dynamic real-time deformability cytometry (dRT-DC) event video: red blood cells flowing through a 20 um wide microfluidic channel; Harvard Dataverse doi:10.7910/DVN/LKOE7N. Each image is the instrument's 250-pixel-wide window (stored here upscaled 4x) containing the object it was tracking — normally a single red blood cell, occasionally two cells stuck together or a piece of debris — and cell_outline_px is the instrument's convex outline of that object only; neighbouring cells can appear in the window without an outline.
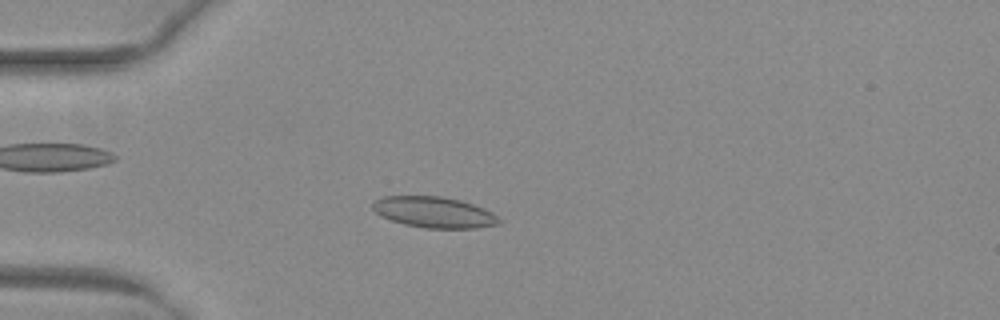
{"species": "common noctule bat (a hibernating species)", "species_latin": "Nyctalus noctula", "temperature_condition": "warm", "stored_images_in_passage": 52, "camera_frame_rate_fps": 3000, "um_per_image_px": 0.085, "animal": {"sex": "female", "body_mass_g": 29.2, "forearm_length_mm": 56.3}, "frame": {"image": 1, "passage_image": 15, "time_ms": 4.667, "image_size_px": [1000, 320], "cell_outline_px": [[500, 224], [476, 228], [424, 228], [404, 224], [380, 216], [372, 208], [372, 200], [384, 196], [440, 196], [460, 200], [484, 208], [492, 212], [500, 220]], "centroid_in_image_um": [36.87, 18.04], "position_along_channel_um": 48.1, "area_um2": 22.83}}
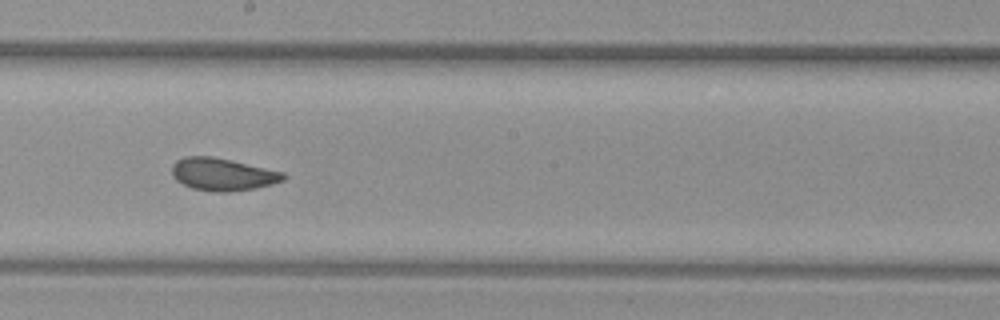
{"frame": {"image": 2, "passage_image": 30, "time_ms": 9.667, "image_size_px": [1000, 320], "cell_outline_px": [[288, 176], [284, 180], [272, 184], [256, 188], [232, 192], [216, 192], [192, 188], [176, 180], [172, 176], [172, 164], [176, 160], [184, 156], [212, 156], [232, 160], [284, 172]], "centroid_in_image_um": [18.93, 14.81], "position_along_channel_um": 229.3, "area_um2": 21.33}}
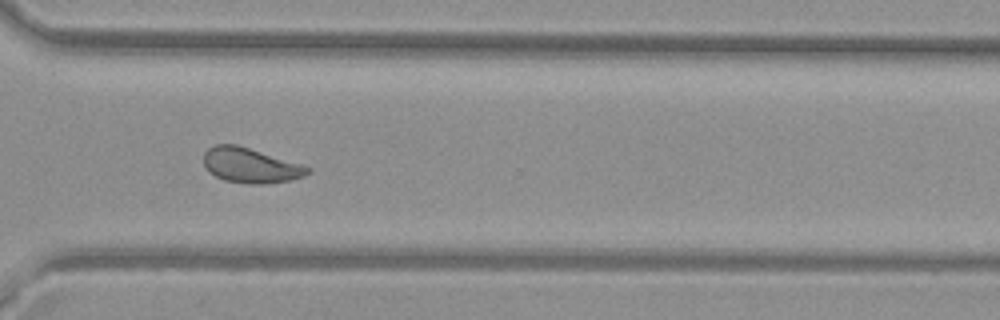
{"frame": {"image": 3, "passage_image": 39, "time_ms": 12.667, "image_size_px": [1000, 320], "cell_outline_px": [[312, 172], [304, 176], [288, 180], [260, 184], [248, 184], [224, 180], [208, 172], [204, 168], [204, 152], [208, 148], [216, 144], [236, 144], [300, 164], [312, 168]], "centroid_in_image_um": [21.25, 14.06], "position_along_channel_um": 349.3, "area_um2": 21.04}, "authors_computed_cell_mechanics": {"area_um2": 21.8195, "velocity_mm_per_s": 4.005, "shape_relaxation_time_tau1_ms": null, "shape_relaxation_time_tau2_ms": 1.3877, "deformation_change_tau1": null, "deformation_change_tau2": 0.0662}}